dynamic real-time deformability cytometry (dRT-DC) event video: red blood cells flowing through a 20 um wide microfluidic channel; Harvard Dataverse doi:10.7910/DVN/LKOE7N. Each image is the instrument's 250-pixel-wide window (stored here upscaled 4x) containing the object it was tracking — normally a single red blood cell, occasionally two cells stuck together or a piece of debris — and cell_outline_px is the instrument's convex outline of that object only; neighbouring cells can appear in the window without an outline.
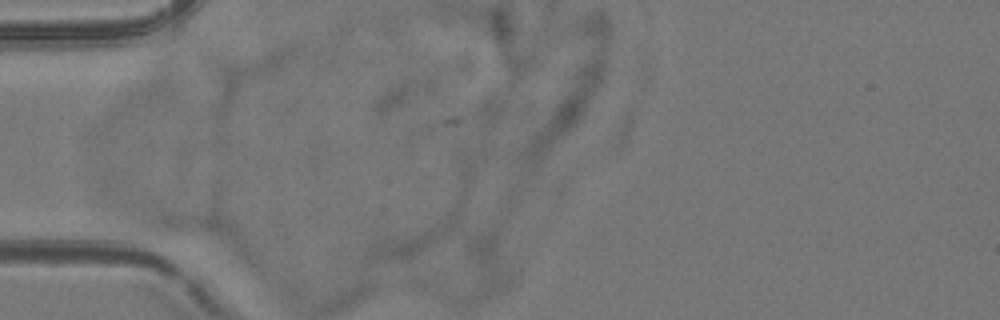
{"species": "common noctule bat (a hibernating species)", "species_latin": "Nyctalus noctula", "temperature_condition": "room temperature", "stored_images_in_passage": 2, "camera_frame_rate_fps": 3000, "um_per_image_px": 0.085, "animal": {"sex": "female", "body_mass_g": 24.6, "forearm_length_mm": 56.2}, "frame": {"image": 1, "passage_image": 1, "time_ms": 0.0, "image_size_px": [1000, 320], "cell_outline_px": [[220, 232], [164, 236], [160, 236], [108, 224], [100, 220], [96, 216], [100, 208], [112, 200], [216, 216], [220, 220]], "centroid_in_image_um": [13.35, 18.66], "position_along_channel_um": 71.6, "area_um2": 20.63}}